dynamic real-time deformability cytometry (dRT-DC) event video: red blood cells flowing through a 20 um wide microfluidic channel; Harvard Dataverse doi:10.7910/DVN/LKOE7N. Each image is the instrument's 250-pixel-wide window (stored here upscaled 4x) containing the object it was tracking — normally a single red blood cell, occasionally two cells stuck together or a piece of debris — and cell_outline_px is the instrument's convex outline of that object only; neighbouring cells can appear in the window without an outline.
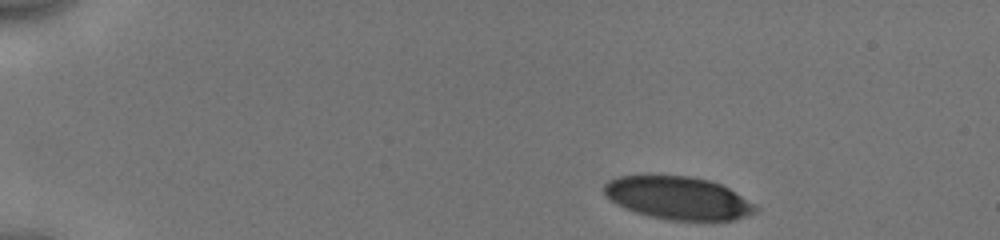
{"species": "human", "species_latin": "Homo sapiens", "temperature_condition": "cold", "stored_images_in_passage": 6, "camera_frame_rate_fps": 3000, "um_per_image_px": 0.085, "donor": {"sex": "male"}, "frame": {"image": 1, "passage_image": 1, "time_ms": 0.0, "image_size_px": [1000, 240], "cell_outline_px": [[760, 208], [756, 212], [732, 220], [668, 220], [648, 216], [624, 208], [616, 204], [604, 192], [604, 184], [608, 180], [616, 176], [688, 176], [708, 180], [720, 184], [728, 188], [756, 204]], "centroid_in_image_um": [57.64, 16.84], "position_along_channel_um": 27.4, "area_um2": 37.63}}
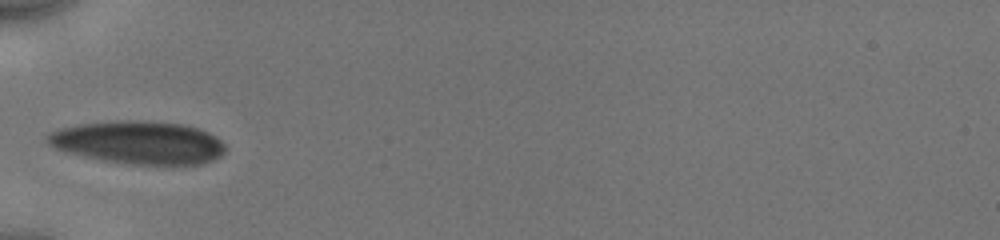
{"frame": {"image": 2, "passage_image": 5, "time_ms": 3.667, "image_size_px": [1000, 240], "cell_outline_px": [[228, 148], [220, 156], [204, 164], [132, 164], [104, 160], [84, 156], [56, 148], [48, 144], [44, 136], [60, 128], [76, 124], [112, 120], [144, 120], [184, 124], [208, 132], [216, 136]], "centroid_in_image_um": [11.79, 12.09], "position_along_channel_um": 73.2, "area_um2": 44.62}}